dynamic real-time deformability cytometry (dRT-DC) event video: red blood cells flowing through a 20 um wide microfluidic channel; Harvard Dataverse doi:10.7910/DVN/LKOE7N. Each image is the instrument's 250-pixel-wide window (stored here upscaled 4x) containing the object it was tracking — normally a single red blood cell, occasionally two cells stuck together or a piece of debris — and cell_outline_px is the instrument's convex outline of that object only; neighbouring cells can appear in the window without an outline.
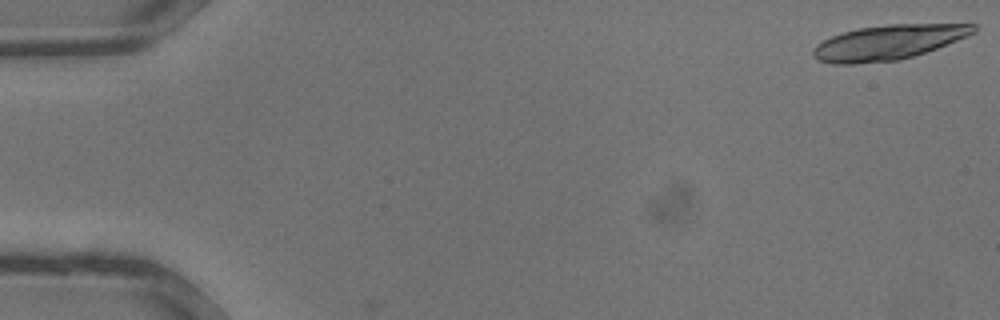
{"species": "common noctule bat (a hibernating species)", "species_latin": "Nyctalus noctula", "temperature_condition": "warm", "stored_images_in_passage": 3, "camera_frame_rate_fps": 3000, "um_per_image_px": 0.085, "animal": {"sex": "male", "body_mass_g": 13.3}, "frame": {"image": 1, "passage_image": 1, "time_ms": 0.0, "image_size_px": [1000, 320], "cell_outline_px": [[976, 32], [968, 36], [936, 48], [900, 60], [856, 64], [832, 64], [816, 60], [812, 56], [812, 48], [816, 44], [832, 36], [844, 32], [860, 28], [888, 24], [976, 24]], "centroid_in_image_um": [75.46, 3.61], "position_along_channel_um": 9.5, "area_um2": 32.48}}